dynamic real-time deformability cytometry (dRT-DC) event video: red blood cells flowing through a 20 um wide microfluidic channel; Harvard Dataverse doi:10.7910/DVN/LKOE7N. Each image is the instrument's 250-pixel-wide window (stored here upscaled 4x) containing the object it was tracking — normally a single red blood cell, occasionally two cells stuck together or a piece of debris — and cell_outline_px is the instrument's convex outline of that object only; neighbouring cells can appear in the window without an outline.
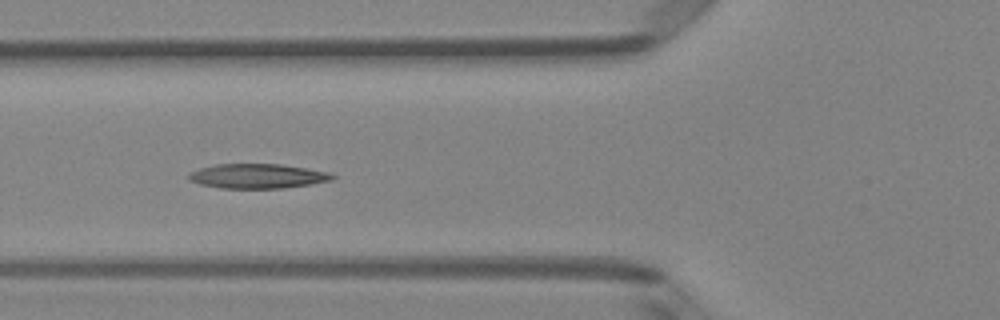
{"species": "Egyptian fruit bat (a non-hibernating species)", "species_latin": "Rousettus aegyptiacus", "temperature_condition": "room temperature", "stored_images_in_passage": 6, "camera_frame_rate_fps": 3000, "um_per_image_px": 0.085, "animal": {"sex": "female"}, "frame": {"image": 1, "passage_image": 5, "time_ms": 1.333, "image_size_px": [1000, 320], "cell_outline_px": [[336, 176], [332, 180], [312, 184], [284, 188], [220, 188], [200, 184], [188, 180], [188, 176], [192, 172], [200, 168], [216, 164], [280, 164], [328, 172]], "centroid_in_image_um": [21.89, 14.97], "position_along_channel_um": 103.9, "area_um2": 20.46}}
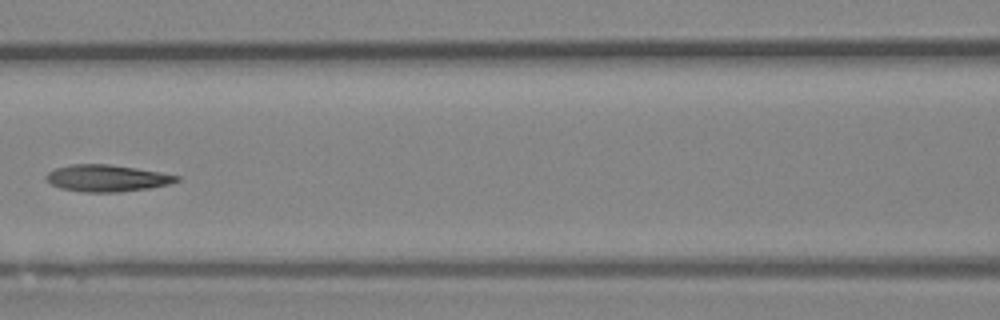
{"frame": {"image": 2, "passage_image": 6, "time_ms": 1.667, "image_size_px": [1000, 320], "cell_outline_px": [[180, 180], [168, 184], [148, 188], [120, 192], [84, 192], [60, 188], [52, 184], [44, 176], [48, 172], [56, 168], [72, 164], [108, 164], [136, 168], [160, 172], [180, 176]], "centroid_in_image_um": [9.08, 15.14], "position_along_channel_um": 157.5, "area_um2": 20.23}}